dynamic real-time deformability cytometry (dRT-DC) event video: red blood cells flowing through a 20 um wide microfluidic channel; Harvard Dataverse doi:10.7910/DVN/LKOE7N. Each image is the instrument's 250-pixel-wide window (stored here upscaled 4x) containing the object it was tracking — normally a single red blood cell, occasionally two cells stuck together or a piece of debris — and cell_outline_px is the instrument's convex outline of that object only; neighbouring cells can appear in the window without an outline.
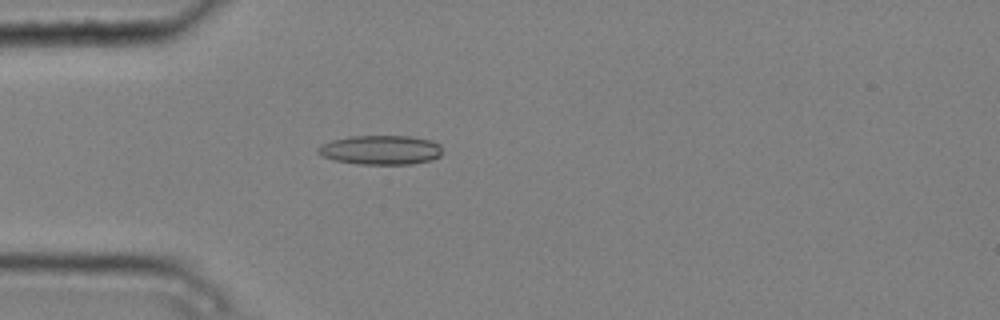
{"species": "common noctule bat (a hibernating species)", "species_latin": "Nyctalus noctula", "temperature_condition": "cold", "stored_images_in_passage": 4, "camera_frame_rate_fps": 3000, "um_per_image_px": 0.085, "animal": {"sex": "male", "body_mass_g": 20.4}, "frame": {"image": 1, "passage_image": 4, "time_ms": 1.0, "image_size_px": [1000, 320], "cell_outline_px": [[444, 152], [440, 156], [432, 160], [412, 164], [360, 164], [336, 160], [320, 156], [316, 152], [316, 148], [320, 144], [332, 140], [348, 136], [412, 136], [432, 140], [440, 144]], "centroid_in_image_um": [32.37, 12.74], "position_along_channel_um": 52.6, "area_um2": 21.62}}